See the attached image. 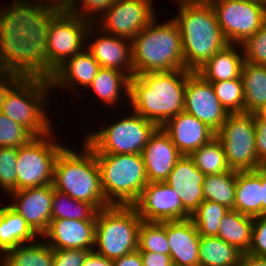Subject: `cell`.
<instances>
[{
    "label": "cell",
    "mask_w": 266,
    "mask_h": 266,
    "mask_svg": "<svg viewBox=\"0 0 266 266\" xmlns=\"http://www.w3.org/2000/svg\"><path fill=\"white\" fill-rule=\"evenodd\" d=\"M13 1L0 9V57L8 72L50 80L54 72L47 65L48 31L61 8L39 0Z\"/></svg>",
    "instance_id": "1"
},
{
    "label": "cell",
    "mask_w": 266,
    "mask_h": 266,
    "mask_svg": "<svg viewBox=\"0 0 266 266\" xmlns=\"http://www.w3.org/2000/svg\"><path fill=\"white\" fill-rule=\"evenodd\" d=\"M192 72L179 69L131 77L129 102L132 111L161 127L184 111L187 78Z\"/></svg>",
    "instance_id": "2"
},
{
    "label": "cell",
    "mask_w": 266,
    "mask_h": 266,
    "mask_svg": "<svg viewBox=\"0 0 266 266\" xmlns=\"http://www.w3.org/2000/svg\"><path fill=\"white\" fill-rule=\"evenodd\" d=\"M177 23L181 37L185 69L196 71L229 42L219 26L208 0H177Z\"/></svg>",
    "instance_id": "3"
},
{
    "label": "cell",
    "mask_w": 266,
    "mask_h": 266,
    "mask_svg": "<svg viewBox=\"0 0 266 266\" xmlns=\"http://www.w3.org/2000/svg\"><path fill=\"white\" fill-rule=\"evenodd\" d=\"M156 21L155 17L131 40L134 76L185 69L177 23L173 18L162 24Z\"/></svg>",
    "instance_id": "4"
},
{
    "label": "cell",
    "mask_w": 266,
    "mask_h": 266,
    "mask_svg": "<svg viewBox=\"0 0 266 266\" xmlns=\"http://www.w3.org/2000/svg\"><path fill=\"white\" fill-rule=\"evenodd\" d=\"M80 152L64 147L56 158L53 188L71 198L92 204L97 210L110 206L101 186L94 150L84 141Z\"/></svg>",
    "instance_id": "5"
},
{
    "label": "cell",
    "mask_w": 266,
    "mask_h": 266,
    "mask_svg": "<svg viewBox=\"0 0 266 266\" xmlns=\"http://www.w3.org/2000/svg\"><path fill=\"white\" fill-rule=\"evenodd\" d=\"M110 205H133L149 180L142 154H95Z\"/></svg>",
    "instance_id": "6"
},
{
    "label": "cell",
    "mask_w": 266,
    "mask_h": 266,
    "mask_svg": "<svg viewBox=\"0 0 266 266\" xmlns=\"http://www.w3.org/2000/svg\"><path fill=\"white\" fill-rule=\"evenodd\" d=\"M142 221L133 205H110L98 210L94 251L115 260L138 250Z\"/></svg>",
    "instance_id": "7"
},
{
    "label": "cell",
    "mask_w": 266,
    "mask_h": 266,
    "mask_svg": "<svg viewBox=\"0 0 266 266\" xmlns=\"http://www.w3.org/2000/svg\"><path fill=\"white\" fill-rule=\"evenodd\" d=\"M49 89L52 90L49 79L22 77L6 95L0 111L34 137L48 134L52 131V122L44 109H47Z\"/></svg>",
    "instance_id": "8"
},
{
    "label": "cell",
    "mask_w": 266,
    "mask_h": 266,
    "mask_svg": "<svg viewBox=\"0 0 266 266\" xmlns=\"http://www.w3.org/2000/svg\"><path fill=\"white\" fill-rule=\"evenodd\" d=\"M132 113L107 128L90 132L85 135L84 141L95 154H141L158 126L141 115Z\"/></svg>",
    "instance_id": "9"
},
{
    "label": "cell",
    "mask_w": 266,
    "mask_h": 266,
    "mask_svg": "<svg viewBox=\"0 0 266 266\" xmlns=\"http://www.w3.org/2000/svg\"><path fill=\"white\" fill-rule=\"evenodd\" d=\"M95 27L96 24L72 14L68 9H61L52 18L48 31V67L55 72L69 58L84 50V44L97 30Z\"/></svg>",
    "instance_id": "10"
},
{
    "label": "cell",
    "mask_w": 266,
    "mask_h": 266,
    "mask_svg": "<svg viewBox=\"0 0 266 266\" xmlns=\"http://www.w3.org/2000/svg\"><path fill=\"white\" fill-rule=\"evenodd\" d=\"M51 135L53 131L33 137L18 148L17 191L52 184L56 158L65 146L51 140Z\"/></svg>",
    "instance_id": "11"
},
{
    "label": "cell",
    "mask_w": 266,
    "mask_h": 266,
    "mask_svg": "<svg viewBox=\"0 0 266 266\" xmlns=\"http://www.w3.org/2000/svg\"><path fill=\"white\" fill-rule=\"evenodd\" d=\"M215 137L222 143L231 169L246 171L264 166L256 154L254 114L229 113Z\"/></svg>",
    "instance_id": "12"
},
{
    "label": "cell",
    "mask_w": 266,
    "mask_h": 266,
    "mask_svg": "<svg viewBox=\"0 0 266 266\" xmlns=\"http://www.w3.org/2000/svg\"><path fill=\"white\" fill-rule=\"evenodd\" d=\"M229 44H242L264 25V4L251 0H208Z\"/></svg>",
    "instance_id": "13"
},
{
    "label": "cell",
    "mask_w": 266,
    "mask_h": 266,
    "mask_svg": "<svg viewBox=\"0 0 266 266\" xmlns=\"http://www.w3.org/2000/svg\"><path fill=\"white\" fill-rule=\"evenodd\" d=\"M155 17L153 0H117L103 13L99 31L132 40Z\"/></svg>",
    "instance_id": "14"
},
{
    "label": "cell",
    "mask_w": 266,
    "mask_h": 266,
    "mask_svg": "<svg viewBox=\"0 0 266 266\" xmlns=\"http://www.w3.org/2000/svg\"><path fill=\"white\" fill-rule=\"evenodd\" d=\"M133 206L143 221L166 222L191 218L178 194L165 182H148Z\"/></svg>",
    "instance_id": "15"
},
{
    "label": "cell",
    "mask_w": 266,
    "mask_h": 266,
    "mask_svg": "<svg viewBox=\"0 0 266 266\" xmlns=\"http://www.w3.org/2000/svg\"><path fill=\"white\" fill-rule=\"evenodd\" d=\"M184 112L205 123L215 133L229 114L220 104L211 82L204 80L195 71L187 78Z\"/></svg>",
    "instance_id": "16"
},
{
    "label": "cell",
    "mask_w": 266,
    "mask_h": 266,
    "mask_svg": "<svg viewBox=\"0 0 266 266\" xmlns=\"http://www.w3.org/2000/svg\"><path fill=\"white\" fill-rule=\"evenodd\" d=\"M10 195L13 198V203L9 205L38 235L42 236L48 230L51 222L53 185L25 188L13 191Z\"/></svg>",
    "instance_id": "17"
},
{
    "label": "cell",
    "mask_w": 266,
    "mask_h": 266,
    "mask_svg": "<svg viewBox=\"0 0 266 266\" xmlns=\"http://www.w3.org/2000/svg\"><path fill=\"white\" fill-rule=\"evenodd\" d=\"M96 220H51L48 230L42 235L53 249L94 250Z\"/></svg>",
    "instance_id": "18"
},
{
    "label": "cell",
    "mask_w": 266,
    "mask_h": 266,
    "mask_svg": "<svg viewBox=\"0 0 266 266\" xmlns=\"http://www.w3.org/2000/svg\"><path fill=\"white\" fill-rule=\"evenodd\" d=\"M205 174L189 156H182L164 181L178 194L183 208L192 216L204 201L202 184Z\"/></svg>",
    "instance_id": "19"
},
{
    "label": "cell",
    "mask_w": 266,
    "mask_h": 266,
    "mask_svg": "<svg viewBox=\"0 0 266 266\" xmlns=\"http://www.w3.org/2000/svg\"><path fill=\"white\" fill-rule=\"evenodd\" d=\"M141 154L149 182H164L183 156L161 127L151 135Z\"/></svg>",
    "instance_id": "20"
},
{
    "label": "cell",
    "mask_w": 266,
    "mask_h": 266,
    "mask_svg": "<svg viewBox=\"0 0 266 266\" xmlns=\"http://www.w3.org/2000/svg\"><path fill=\"white\" fill-rule=\"evenodd\" d=\"M161 128L184 156H189L216 136L205 123L184 111L168 119Z\"/></svg>",
    "instance_id": "21"
},
{
    "label": "cell",
    "mask_w": 266,
    "mask_h": 266,
    "mask_svg": "<svg viewBox=\"0 0 266 266\" xmlns=\"http://www.w3.org/2000/svg\"><path fill=\"white\" fill-rule=\"evenodd\" d=\"M173 266H199L200 234L191 218L166 221Z\"/></svg>",
    "instance_id": "22"
},
{
    "label": "cell",
    "mask_w": 266,
    "mask_h": 266,
    "mask_svg": "<svg viewBox=\"0 0 266 266\" xmlns=\"http://www.w3.org/2000/svg\"><path fill=\"white\" fill-rule=\"evenodd\" d=\"M103 35L88 44L86 49L101 68L115 69L134 76L131 40L102 32Z\"/></svg>",
    "instance_id": "23"
},
{
    "label": "cell",
    "mask_w": 266,
    "mask_h": 266,
    "mask_svg": "<svg viewBox=\"0 0 266 266\" xmlns=\"http://www.w3.org/2000/svg\"><path fill=\"white\" fill-rule=\"evenodd\" d=\"M100 68L92 54L87 49L82 50L60 66L54 72L50 82L55 89L65 87L75 91L77 86L88 88Z\"/></svg>",
    "instance_id": "24"
},
{
    "label": "cell",
    "mask_w": 266,
    "mask_h": 266,
    "mask_svg": "<svg viewBox=\"0 0 266 266\" xmlns=\"http://www.w3.org/2000/svg\"><path fill=\"white\" fill-rule=\"evenodd\" d=\"M237 44H228L207 60L195 72L208 82H218L241 77L245 62L243 50L238 51ZM241 53V55H240Z\"/></svg>",
    "instance_id": "25"
},
{
    "label": "cell",
    "mask_w": 266,
    "mask_h": 266,
    "mask_svg": "<svg viewBox=\"0 0 266 266\" xmlns=\"http://www.w3.org/2000/svg\"><path fill=\"white\" fill-rule=\"evenodd\" d=\"M234 210L252 217L262 215L261 167L237 172Z\"/></svg>",
    "instance_id": "26"
},
{
    "label": "cell",
    "mask_w": 266,
    "mask_h": 266,
    "mask_svg": "<svg viewBox=\"0 0 266 266\" xmlns=\"http://www.w3.org/2000/svg\"><path fill=\"white\" fill-rule=\"evenodd\" d=\"M38 236L9 204L0 208V256L19 245L37 242Z\"/></svg>",
    "instance_id": "27"
},
{
    "label": "cell",
    "mask_w": 266,
    "mask_h": 266,
    "mask_svg": "<svg viewBox=\"0 0 266 266\" xmlns=\"http://www.w3.org/2000/svg\"><path fill=\"white\" fill-rule=\"evenodd\" d=\"M253 224L254 217L231 209L220 222L217 237L247 253L252 241Z\"/></svg>",
    "instance_id": "28"
},
{
    "label": "cell",
    "mask_w": 266,
    "mask_h": 266,
    "mask_svg": "<svg viewBox=\"0 0 266 266\" xmlns=\"http://www.w3.org/2000/svg\"><path fill=\"white\" fill-rule=\"evenodd\" d=\"M243 252L215 236H200L199 266H238Z\"/></svg>",
    "instance_id": "29"
},
{
    "label": "cell",
    "mask_w": 266,
    "mask_h": 266,
    "mask_svg": "<svg viewBox=\"0 0 266 266\" xmlns=\"http://www.w3.org/2000/svg\"><path fill=\"white\" fill-rule=\"evenodd\" d=\"M88 88L92 89L102 102L116 106L121 99V90L126 92L129 101L130 77L122 71L100 68Z\"/></svg>",
    "instance_id": "30"
},
{
    "label": "cell",
    "mask_w": 266,
    "mask_h": 266,
    "mask_svg": "<svg viewBox=\"0 0 266 266\" xmlns=\"http://www.w3.org/2000/svg\"><path fill=\"white\" fill-rule=\"evenodd\" d=\"M25 243L0 256L1 266H52L54 250L45 242Z\"/></svg>",
    "instance_id": "31"
},
{
    "label": "cell",
    "mask_w": 266,
    "mask_h": 266,
    "mask_svg": "<svg viewBox=\"0 0 266 266\" xmlns=\"http://www.w3.org/2000/svg\"><path fill=\"white\" fill-rule=\"evenodd\" d=\"M241 78L244 89V112L253 114L266 103V66L244 62Z\"/></svg>",
    "instance_id": "32"
},
{
    "label": "cell",
    "mask_w": 266,
    "mask_h": 266,
    "mask_svg": "<svg viewBox=\"0 0 266 266\" xmlns=\"http://www.w3.org/2000/svg\"><path fill=\"white\" fill-rule=\"evenodd\" d=\"M237 170L205 175L202 184L204 200L217 202L234 210Z\"/></svg>",
    "instance_id": "33"
},
{
    "label": "cell",
    "mask_w": 266,
    "mask_h": 266,
    "mask_svg": "<svg viewBox=\"0 0 266 266\" xmlns=\"http://www.w3.org/2000/svg\"><path fill=\"white\" fill-rule=\"evenodd\" d=\"M97 212L92 204L71 198L53 188L51 220H96Z\"/></svg>",
    "instance_id": "34"
},
{
    "label": "cell",
    "mask_w": 266,
    "mask_h": 266,
    "mask_svg": "<svg viewBox=\"0 0 266 266\" xmlns=\"http://www.w3.org/2000/svg\"><path fill=\"white\" fill-rule=\"evenodd\" d=\"M189 157L205 175L230 171L222 143L214 137L209 143L193 151Z\"/></svg>",
    "instance_id": "35"
},
{
    "label": "cell",
    "mask_w": 266,
    "mask_h": 266,
    "mask_svg": "<svg viewBox=\"0 0 266 266\" xmlns=\"http://www.w3.org/2000/svg\"><path fill=\"white\" fill-rule=\"evenodd\" d=\"M229 209L217 202L204 200L192 214L191 219L201 236H218L219 225Z\"/></svg>",
    "instance_id": "36"
},
{
    "label": "cell",
    "mask_w": 266,
    "mask_h": 266,
    "mask_svg": "<svg viewBox=\"0 0 266 266\" xmlns=\"http://www.w3.org/2000/svg\"><path fill=\"white\" fill-rule=\"evenodd\" d=\"M138 250L170 254L166 222L142 221L138 231Z\"/></svg>",
    "instance_id": "37"
},
{
    "label": "cell",
    "mask_w": 266,
    "mask_h": 266,
    "mask_svg": "<svg viewBox=\"0 0 266 266\" xmlns=\"http://www.w3.org/2000/svg\"><path fill=\"white\" fill-rule=\"evenodd\" d=\"M220 104L228 113H244L242 78L211 82Z\"/></svg>",
    "instance_id": "38"
},
{
    "label": "cell",
    "mask_w": 266,
    "mask_h": 266,
    "mask_svg": "<svg viewBox=\"0 0 266 266\" xmlns=\"http://www.w3.org/2000/svg\"><path fill=\"white\" fill-rule=\"evenodd\" d=\"M34 136L23 126L0 111V147L19 148Z\"/></svg>",
    "instance_id": "39"
},
{
    "label": "cell",
    "mask_w": 266,
    "mask_h": 266,
    "mask_svg": "<svg viewBox=\"0 0 266 266\" xmlns=\"http://www.w3.org/2000/svg\"><path fill=\"white\" fill-rule=\"evenodd\" d=\"M17 153L18 148L0 147V187L8 194L17 191Z\"/></svg>",
    "instance_id": "40"
},
{
    "label": "cell",
    "mask_w": 266,
    "mask_h": 266,
    "mask_svg": "<svg viewBox=\"0 0 266 266\" xmlns=\"http://www.w3.org/2000/svg\"><path fill=\"white\" fill-rule=\"evenodd\" d=\"M238 48L243 50L245 62L266 66V25L239 44Z\"/></svg>",
    "instance_id": "41"
},
{
    "label": "cell",
    "mask_w": 266,
    "mask_h": 266,
    "mask_svg": "<svg viewBox=\"0 0 266 266\" xmlns=\"http://www.w3.org/2000/svg\"><path fill=\"white\" fill-rule=\"evenodd\" d=\"M73 0L72 4L67 8L72 14L78 15L84 20L97 24L94 19L96 12H106L117 0ZM80 3V4H79ZM80 7V8H78ZM94 13V16H92ZM87 14V15H86ZM93 21V22H92Z\"/></svg>",
    "instance_id": "42"
},
{
    "label": "cell",
    "mask_w": 266,
    "mask_h": 266,
    "mask_svg": "<svg viewBox=\"0 0 266 266\" xmlns=\"http://www.w3.org/2000/svg\"><path fill=\"white\" fill-rule=\"evenodd\" d=\"M247 253L253 256L266 257V215L254 217L252 241Z\"/></svg>",
    "instance_id": "43"
},
{
    "label": "cell",
    "mask_w": 266,
    "mask_h": 266,
    "mask_svg": "<svg viewBox=\"0 0 266 266\" xmlns=\"http://www.w3.org/2000/svg\"><path fill=\"white\" fill-rule=\"evenodd\" d=\"M90 251L87 249L54 250L52 266H82Z\"/></svg>",
    "instance_id": "44"
},
{
    "label": "cell",
    "mask_w": 266,
    "mask_h": 266,
    "mask_svg": "<svg viewBox=\"0 0 266 266\" xmlns=\"http://www.w3.org/2000/svg\"><path fill=\"white\" fill-rule=\"evenodd\" d=\"M255 146L258 160L266 165V120L255 117Z\"/></svg>",
    "instance_id": "45"
},
{
    "label": "cell",
    "mask_w": 266,
    "mask_h": 266,
    "mask_svg": "<svg viewBox=\"0 0 266 266\" xmlns=\"http://www.w3.org/2000/svg\"><path fill=\"white\" fill-rule=\"evenodd\" d=\"M143 266H173L170 254L139 251Z\"/></svg>",
    "instance_id": "46"
},
{
    "label": "cell",
    "mask_w": 266,
    "mask_h": 266,
    "mask_svg": "<svg viewBox=\"0 0 266 266\" xmlns=\"http://www.w3.org/2000/svg\"><path fill=\"white\" fill-rule=\"evenodd\" d=\"M22 78L21 75L6 72L0 75V110L10 89Z\"/></svg>",
    "instance_id": "47"
},
{
    "label": "cell",
    "mask_w": 266,
    "mask_h": 266,
    "mask_svg": "<svg viewBox=\"0 0 266 266\" xmlns=\"http://www.w3.org/2000/svg\"><path fill=\"white\" fill-rule=\"evenodd\" d=\"M113 266H143L139 250L113 260Z\"/></svg>",
    "instance_id": "48"
},
{
    "label": "cell",
    "mask_w": 266,
    "mask_h": 266,
    "mask_svg": "<svg viewBox=\"0 0 266 266\" xmlns=\"http://www.w3.org/2000/svg\"><path fill=\"white\" fill-rule=\"evenodd\" d=\"M82 266H113V260H109L93 250L89 252Z\"/></svg>",
    "instance_id": "49"
},
{
    "label": "cell",
    "mask_w": 266,
    "mask_h": 266,
    "mask_svg": "<svg viewBox=\"0 0 266 266\" xmlns=\"http://www.w3.org/2000/svg\"><path fill=\"white\" fill-rule=\"evenodd\" d=\"M238 266H266V257H258L249 253H243Z\"/></svg>",
    "instance_id": "50"
},
{
    "label": "cell",
    "mask_w": 266,
    "mask_h": 266,
    "mask_svg": "<svg viewBox=\"0 0 266 266\" xmlns=\"http://www.w3.org/2000/svg\"><path fill=\"white\" fill-rule=\"evenodd\" d=\"M262 215H266V166L261 167Z\"/></svg>",
    "instance_id": "51"
},
{
    "label": "cell",
    "mask_w": 266,
    "mask_h": 266,
    "mask_svg": "<svg viewBox=\"0 0 266 266\" xmlns=\"http://www.w3.org/2000/svg\"><path fill=\"white\" fill-rule=\"evenodd\" d=\"M43 2H48V4L57 6L61 9H67L73 2V0H39ZM50 1V2H49Z\"/></svg>",
    "instance_id": "52"
},
{
    "label": "cell",
    "mask_w": 266,
    "mask_h": 266,
    "mask_svg": "<svg viewBox=\"0 0 266 266\" xmlns=\"http://www.w3.org/2000/svg\"><path fill=\"white\" fill-rule=\"evenodd\" d=\"M253 114L258 120H266V103L257 109Z\"/></svg>",
    "instance_id": "53"
},
{
    "label": "cell",
    "mask_w": 266,
    "mask_h": 266,
    "mask_svg": "<svg viewBox=\"0 0 266 266\" xmlns=\"http://www.w3.org/2000/svg\"><path fill=\"white\" fill-rule=\"evenodd\" d=\"M6 72H8V70L6 69V67H5V65H4V63H3L2 58L0 57V75H1V74H4V73H6Z\"/></svg>",
    "instance_id": "54"
},
{
    "label": "cell",
    "mask_w": 266,
    "mask_h": 266,
    "mask_svg": "<svg viewBox=\"0 0 266 266\" xmlns=\"http://www.w3.org/2000/svg\"><path fill=\"white\" fill-rule=\"evenodd\" d=\"M264 24L266 25V4H264Z\"/></svg>",
    "instance_id": "55"
},
{
    "label": "cell",
    "mask_w": 266,
    "mask_h": 266,
    "mask_svg": "<svg viewBox=\"0 0 266 266\" xmlns=\"http://www.w3.org/2000/svg\"><path fill=\"white\" fill-rule=\"evenodd\" d=\"M251 1H256V2H259V3H262V4H266V0H251Z\"/></svg>",
    "instance_id": "56"
}]
</instances>
